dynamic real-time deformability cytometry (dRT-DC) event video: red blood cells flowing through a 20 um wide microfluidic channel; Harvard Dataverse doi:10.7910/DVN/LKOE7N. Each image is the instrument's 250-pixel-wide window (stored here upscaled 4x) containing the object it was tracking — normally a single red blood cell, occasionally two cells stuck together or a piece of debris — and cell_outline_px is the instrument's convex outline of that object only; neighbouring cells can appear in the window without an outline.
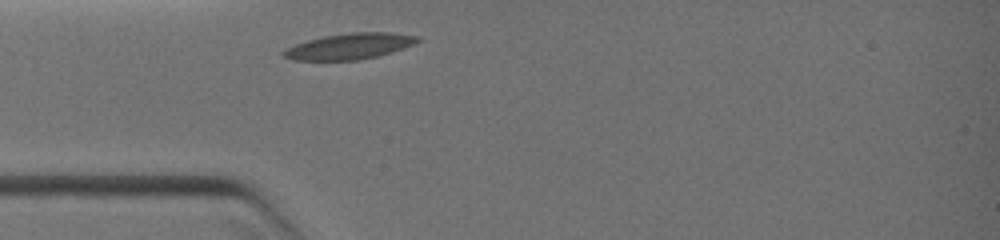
{"species": "common noctule bat (a hibernating species)", "species_latin": "Nyctalus noctula", "temperature_condition": "warm", "stored_images_in_passage": 26, "camera_frame_rate_fps": 3000, "um_per_image_px": 0.085, "animal": {"sex": "female", "body_mass_g": 19.0, "forearm_length_mm": 51.5}, "frame": {"image": 1, "passage_image": 1, "time_ms": 0.0, "image_size_px": [1000, 240], "cell_outline_px": [[420, 40], [412, 44], [376, 56], [356, 60], [292, 60], [280, 56], [280, 52], [296, 44], [308, 40], [324, 36], [352, 32], [388, 32], [420, 36]], "centroid_in_image_um": [29.64, 3.93], "position_along_channel_um": 55.4, "area_um2": 19.94}}
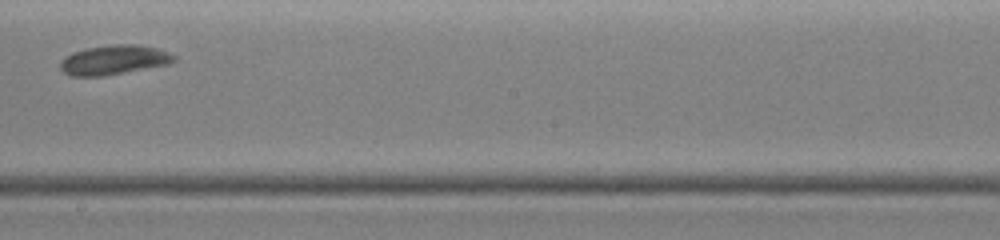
{"frame": {"image": 2, "passage_image": 14, "time_ms": 3.667, "image_size_px": [1000, 240], "cell_outline_px": [[176, 60], [168, 64], [104, 76], [72, 76], [64, 72], [60, 68], [60, 60], [64, 56], [72, 52], [84, 48], [112, 44], [136, 44], [160, 48], [176, 56]], "centroid_in_image_um": [9.67, 5.07], "position_along_channel_um": 238.5, "area_um2": 19.77}}
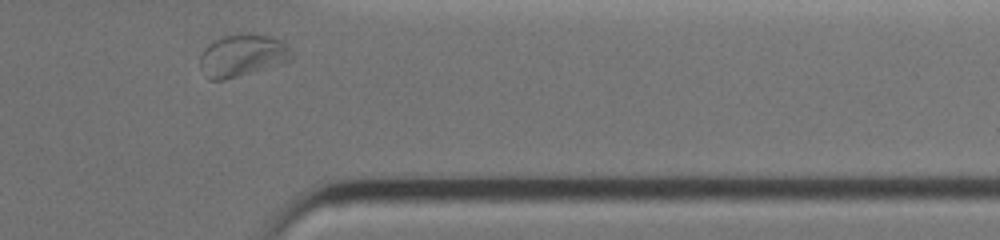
{"frame": {"image": 3, "passage_image": 26, "time_ms": 6.667, "image_size_px": [1000, 240], "cell_outline_px": [[292, 60], [284, 64], [224, 80], [208, 80], [200, 64], [200, 56], [204, 48], [208, 44], [224, 36], [248, 32], [272, 36], [280, 40], [292, 52]], "centroid_in_image_um": [20.62, 4.71], "position_along_channel_um": 390.8, "area_um2": 22.77}}